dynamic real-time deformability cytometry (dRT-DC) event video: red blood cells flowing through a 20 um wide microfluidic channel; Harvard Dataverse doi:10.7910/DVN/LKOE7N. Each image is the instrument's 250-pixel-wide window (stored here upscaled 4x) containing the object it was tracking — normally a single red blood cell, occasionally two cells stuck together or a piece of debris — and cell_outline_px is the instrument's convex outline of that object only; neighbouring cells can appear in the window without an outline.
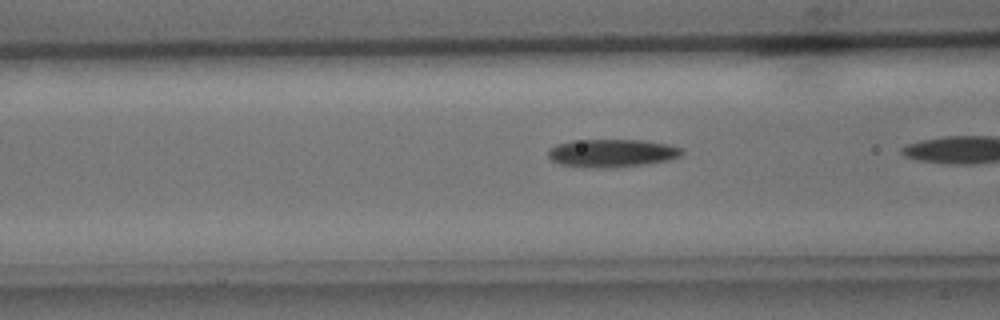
{"species": "common noctule bat (a hibernating species)", "species_latin": "Nyctalus noctula", "temperature_condition": "cold", "stored_images_in_passage": 6, "camera_frame_rate_fps": 3000, "um_per_image_px": 0.085, "animal": {"sex": "male", "body_mass_g": 15.6}, "frame": {"image": 1, "passage_image": 5, "time_ms": 1.333, "image_size_px": [1000, 320], "cell_outline_px": [[684, 152], [680, 156], [668, 160], [644, 164], [616, 168], [596, 168], [560, 164], [552, 160], [548, 156], [548, 152], [556, 144], [572, 140], [644, 140], [668, 144], [680, 148]], "centroid_in_image_um": [52.02, 13.01], "position_along_channel_um": 114.6, "area_um2": 21.79}}